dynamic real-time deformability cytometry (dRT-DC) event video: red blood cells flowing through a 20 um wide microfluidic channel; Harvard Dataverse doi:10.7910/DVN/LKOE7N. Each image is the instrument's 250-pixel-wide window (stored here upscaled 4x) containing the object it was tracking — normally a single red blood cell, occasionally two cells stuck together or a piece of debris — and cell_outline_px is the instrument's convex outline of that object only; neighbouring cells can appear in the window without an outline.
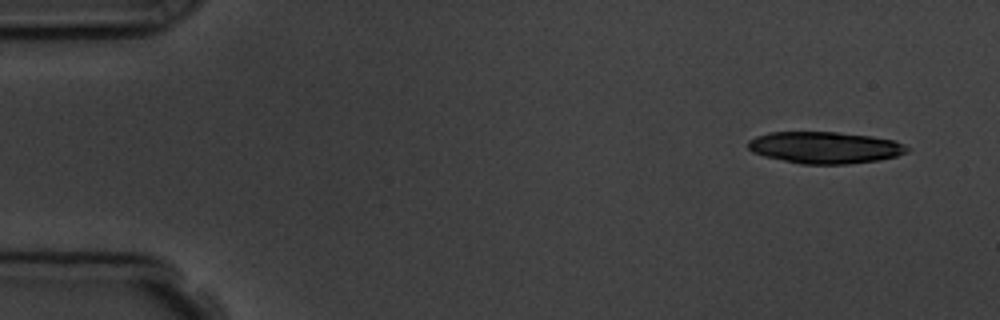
{"species": "common noctule bat (a hibernating species)", "species_latin": "Nyctalus noctula", "temperature_condition": "room temperature", "stored_images_in_passage": 10, "camera_frame_rate_fps": 3000, "um_per_image_px": 0.085, "animal": {"sex": "male", "body_mass_g": 19.5, "forearm_length_mm": 54.6}, "frame": {"image": 1, "passage_image": 1, "time_ms": 0.0, "image_size_px": [1000, 320], "cell_outline_px": [[912, 148], [908, 152], [896, 156], [880, 160], [848, 164], [800, 164], [764, 156], [752, 152], [748, 148], [748, 140], [756, 136], [768, 132], [836, 132], [872, 136], [896, 140]], "centroid_in_image_um": [70.15, 12.54], "position_along_channel_um": 14.9, "area_um2": 29.71}}
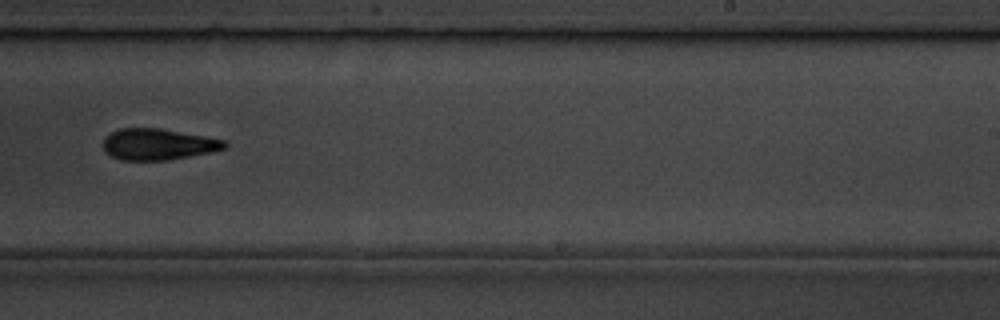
{"frame": {"image": 2, "passage_image": 10, "time_ms": 10.0, "image_size_px": [1000, 320], "cell_outline_px": [[228, 148], [212, 152], [168, 160], [120, 160], [104, 152], [104, 136], [120, 128], [160, 128], [204, 136], [224, 140], [228, 144]], "centroid_in_image_um": [13.44, 12.27], "position_along_channel_um": 275.6, "area_um2": 22.2}}